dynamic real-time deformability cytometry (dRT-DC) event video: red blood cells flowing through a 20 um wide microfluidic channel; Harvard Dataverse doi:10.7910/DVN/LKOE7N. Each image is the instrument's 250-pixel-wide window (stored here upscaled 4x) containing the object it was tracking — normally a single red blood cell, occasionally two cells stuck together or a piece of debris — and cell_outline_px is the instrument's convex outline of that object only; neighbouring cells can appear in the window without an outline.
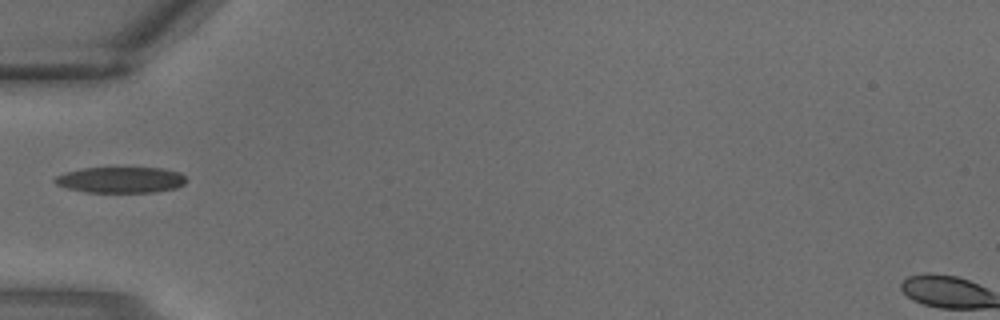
{"species": "common noctule bat (a hibernating species)", "species_latin": "Nyctalus noctula", "temperature_condition": "warm", "stored_images_in_passage": 3, "segment_of_instrument_passage": [2, 2], "camera_frame_rate_fps": 3000, "um_per_image_px": 0.085, "animal": {"sex": "male", "body_mass_g": 18.8}, "frame": {"image": 1, "passage_image": 3, "time_ms": 0.667, "image_size_px": [1000, 320], "cell_outline_px": [[188, 180], [184, 184], [176, 188], [152, 192], [88, 192], [68, 188], [56, 184], [52, 180], [56, 176], [64, 172], [84, 168], [160, 168], [180, 172]], "centroid_in_image_um": [10.26, 15.28], "position_along_channel_um": 74.7, "area_um2": 19.83}}